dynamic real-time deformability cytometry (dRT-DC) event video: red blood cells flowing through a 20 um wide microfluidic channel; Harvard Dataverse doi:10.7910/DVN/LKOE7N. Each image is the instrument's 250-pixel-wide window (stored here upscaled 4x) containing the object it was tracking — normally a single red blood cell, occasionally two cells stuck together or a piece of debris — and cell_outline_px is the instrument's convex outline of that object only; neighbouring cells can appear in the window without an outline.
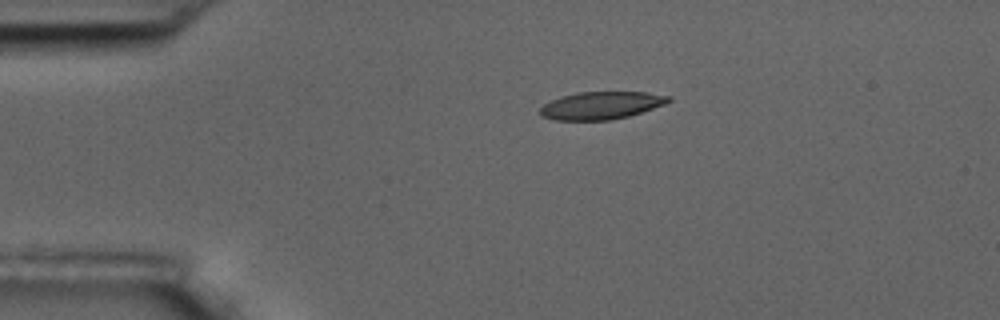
{"species": "common noctule bat (a hibernating species)", "species_latin": "Nyctalus noctula", "temperature_condition": "room temperature", "stored_images_in_passage": 5, "camera_frame_rate_fps": 3000, "um_per_image_px": 0.085, "animal": {"sex": "male", "body_mass_g": 17.5, "forearm_length_mm": 52.3}, "frame": {"image": 1, "passage_image": 1, "time_ms": 0.0, "image_size_px": [1000, 320], "cell_outline_px": [[672, 100], [664, 104], [628, 116], [608, 120], [556, 120], [540, 116], [540, 108], [544, 104], [560, 96], [576, 92], [644, 92], [672, 96]], "centroid_in_image_um": [51.08, 8.95], "position_along_channel_um": 33.9, "area_um2": 20.58}}
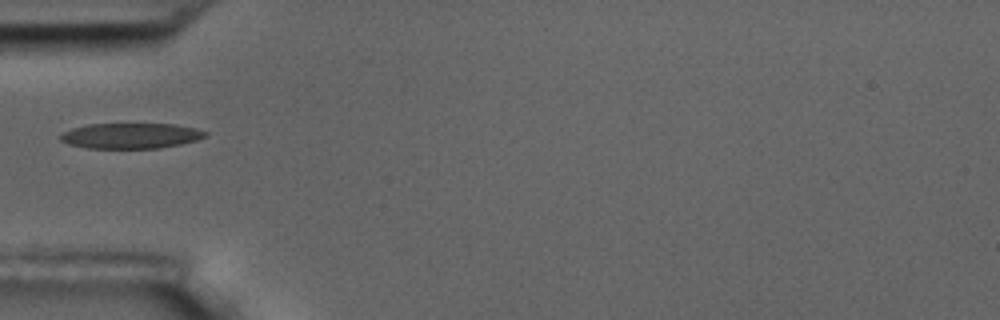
{"frame": {"image": 2, "passage_image": 3, "time_ms": 2.333, "image_size_px": [1000, 320], "cell_outline_px": [[208, 136], [196, 140], [180, 144], [160, 148], [88, 148], [68, 144], [60, 140], [60, 132], [72, 128], [88, 124], [176, 124], [196, 128], [208, 132]], "centroid_in_image_um": [11.11, 11.53], "position_along_channel_um": 73.9, "area_um2": 21.62}}